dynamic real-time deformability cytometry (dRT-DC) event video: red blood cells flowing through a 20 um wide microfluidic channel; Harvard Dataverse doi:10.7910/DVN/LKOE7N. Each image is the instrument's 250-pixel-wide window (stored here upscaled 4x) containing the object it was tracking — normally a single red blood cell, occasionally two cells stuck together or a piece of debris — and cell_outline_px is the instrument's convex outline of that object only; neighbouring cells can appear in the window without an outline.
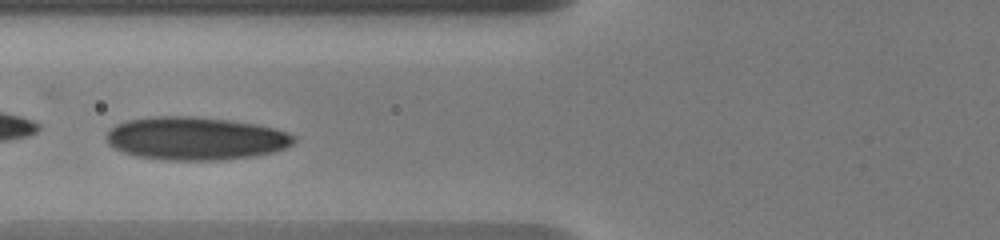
{"species": "human", "species_latin": "Homo sapiens", "temperature_condition": "warm", "stored_images_in_passage": 17, "camera_frame_rate_fps": 3000, "um_per_image_px": 0.085, "donor": {"sex": "male"}, "frame": {"image": 1, "passage_image": 8, "time_ms": 3.0, "image_size_px": [1000, 240], "cell_outline_px": [[296, 140], [292, 144], [284, 148], [272, 152], [256, 156], [220, 160], [168, 160], [136, 156], [124, 152], [108, 144], [108, 132], [116, 124], [128, 120], [148, 116], [196, 116], [260, 124], [276, 128], [288, 132], [296, 136]], "centroid_in_image_um": [16.67, 11.76], "position_along_channel_um": 109.1, "area_um2": 47.22}}
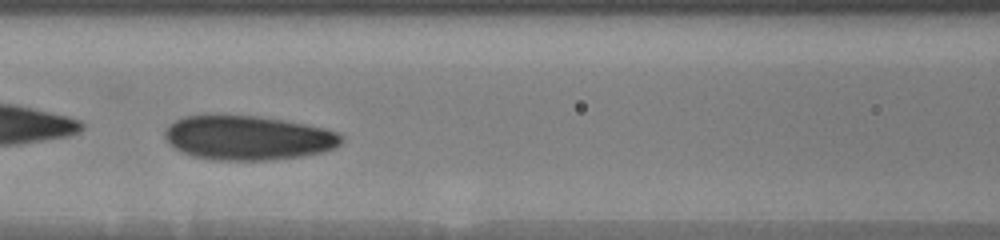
{"frame": {"image": 2, "passage_image": 11, "time_ms": 4.0, "image_size_px": [1000, 240], "cell_outline_px": [[344, 140], [336, 148], [324, 152], [300, 156], [268, 160], [212, 160], [192, 156], [180, 152], [164, 136], [164, 132], [168, 124], [184, 116], [260, 116], [284, 120], [324, 128], [340, 132], [344, 136]], "centroid_in_image_um": [21.12, 11.72], "position_along_channel_um": 145.5, "area_um2": 45.66}}
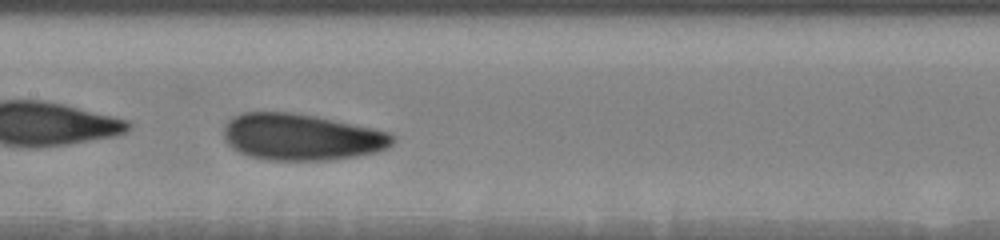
{"frame": {"image": 3, "passage_image": 16, "time_ms": 5.0, "image_size_px": [1000, 240], "cell_outline_px": [[396, 140], [388, 148], [376, 152], [356, 156], [328, 160], [268, 160], [248, 156], [232, 148], [224, 140], [224, 124], [232, 116], [240, 112], [292, 112], [316, 116], [372, 128], [388, 132], [396, 136]], "centroid_in_image_um": [25.6, 11.64], "position_along_channel_um": 181.8, "area_um2": 46.12}}